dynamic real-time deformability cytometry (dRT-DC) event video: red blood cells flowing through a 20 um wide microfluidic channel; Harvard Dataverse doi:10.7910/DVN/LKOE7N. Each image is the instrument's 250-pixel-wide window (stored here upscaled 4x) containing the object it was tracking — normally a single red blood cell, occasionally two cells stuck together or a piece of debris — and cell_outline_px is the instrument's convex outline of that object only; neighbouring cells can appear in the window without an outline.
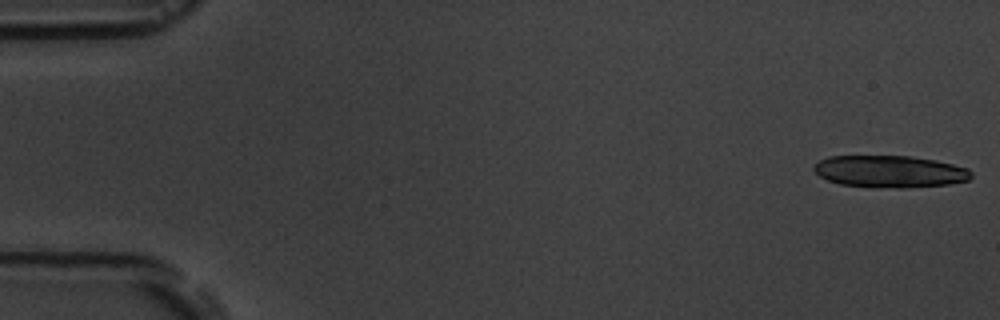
{"species": "common noctule bat (a hibernating species)", "species_latin": "Nyctalus noctula", "temperature_condition": "room temperature", "stored_images_in_passage": 5, "camera_frame_rate_fps": 3000, "um_per_image_px": 0.085, "animal": {"sex": "male", "body_mass_g": 19.5, "forearm_length_mm": 54.6}, "frame": {"image": 1, "passage_image": 1, "time_ms": 0.0, "image_size_px": [1000, 320], "cell_outline_px": [[972, 176], [968, 180], [948, 184], [908, 188], [876, 188], [840, 184], [828, 180], [820, 176], [812, 168], [820, 160], [828, 156], [912, 156], [936, 160], [968, 168], [972, 172]], "centroid_in_image_um": [75.65, 14.58], "position_along_channel_um": 9.4, "area_um2": 29.54}}